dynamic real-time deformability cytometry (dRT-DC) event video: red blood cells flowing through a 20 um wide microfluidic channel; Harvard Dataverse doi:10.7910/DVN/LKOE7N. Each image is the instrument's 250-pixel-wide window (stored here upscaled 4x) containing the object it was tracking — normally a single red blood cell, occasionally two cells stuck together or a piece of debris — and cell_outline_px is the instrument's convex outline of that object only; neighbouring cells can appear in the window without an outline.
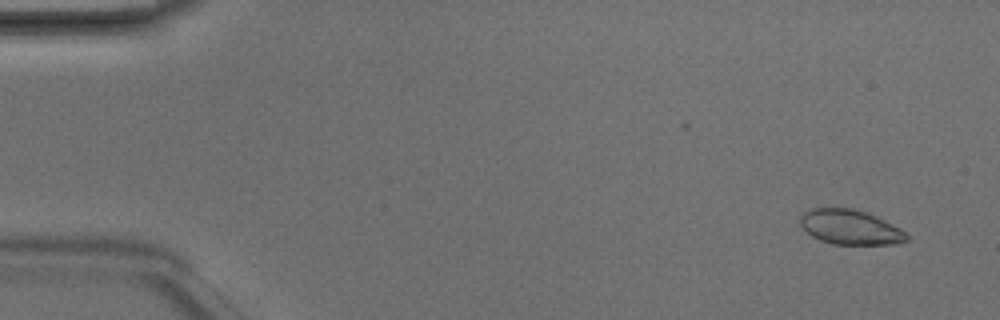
{"species": "Egyptian fruit bat (a non-hibernating species)", "species_latin": "Rousettus aegyptiacus", "temperature_condition": "room temperature", "stored_images_in_passage": 4, "camera_frame_rate_fps": 3000, "um_per_image_px": 0.085, "animal": {"sex": "male"}, "frame": {"image": 1, "passage_image": 1, "time_ms": 0.0, "image_size_px": [1000, 320], "cell_outline_px": [[908, 240], [896, 244], [832, 244], [820, 240], [812, 236], [800, 224], [800, 216], [804, 212], [812, 208], [852, 208], [876, 216], [900, 228], [908, 236]], "centroid_in_image_um": [72.26, 19.31], "position_along_channel_um": 12.7, "area_um2": 21.39}}
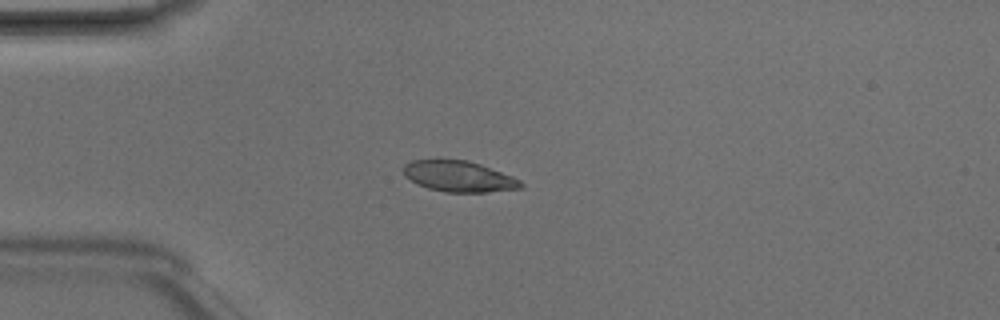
{"frame": {"image": 2, "passage_image": 4, "time_ms": 1.0, "image_size_px": [1000, 320], "cell_outline_px": [[524, 188], [488, 192], [444, 192], [428, 188], [404, 176], [404, 164], [412, 160], [440, 156], [468, 160], [480, 164], [512, 176], [520, 180], [524, 184]], "centroid_in_image_um": [38.98, 14.94], "position_along_channel_um": 46.0, "area_um2": 21.79}}